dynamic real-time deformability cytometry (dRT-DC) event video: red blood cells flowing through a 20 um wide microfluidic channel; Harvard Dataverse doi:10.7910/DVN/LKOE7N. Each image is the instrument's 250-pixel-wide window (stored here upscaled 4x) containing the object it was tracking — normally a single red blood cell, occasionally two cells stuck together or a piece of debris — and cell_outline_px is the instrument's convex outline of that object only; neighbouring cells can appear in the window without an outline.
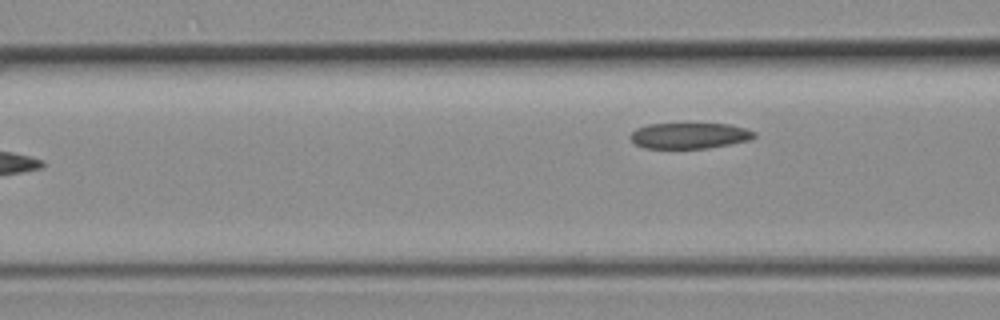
{"species": "common noctule bat (a hibernating species)", "species_latin": "Nyctalus noctula", "temperature_condition": "room temperature", "stored_images_in_passage": 7, "camera_frame_rate_fps": 3000, "um_per_image_px": 0.085, "animal": {"sex": "female", "body_mass_g": 19.3, "forearm_length_mm": 54.1}, "frame": {"image": 1, "passage_image": 6, "time_ms": 5.667, "image_size_px": [1000, 320], "cell_outline_px": [[756, 136], [752, 140], [708, 148], [644, 148], [636, 144], [628, 136], [636, 128], [648, 124], [732, 124], [756, 132]], "centroid_in_image_um": [58.62, 11.53], "position_along_channel_um": 108.0, "area_um2": 18.73}}